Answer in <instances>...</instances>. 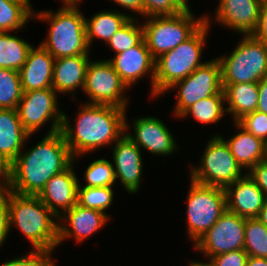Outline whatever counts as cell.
<instances>
[{"mask_svg": "<svg viewBox=\"0 0 267 266\" xmlns=\"http://www.w3.org/2000/svg\"><path fill=\"white\" fill-rule=\"evenodd\" d=\"M10 164L4 187L22 195H38L53 176L66 170L73 157L61 130L47 134Z\"/></svg>", "mask_w": 267, "mask_h": 266, "instance_id": "6da1fadb", "label": "cell"}, {"mask_svg": "<svg viewBox=\"0 0 267 266\" xmlns=\"http://www.w3.org/2000/svg\"><path fill=\"white\" fill-rule=\"evenodd\" d=\"M75 117V125L63 113L61 132L72 157L79 158L100 147L114 145L125 133L127 109L113 105L83 102Z\"/></svg>", "mask_w": 267, "mask_h": 266, "instance_id": "7a4b0ae2", "label": "cell"}, {"mask_svg": "<svg viewBox=\"0 0 267 266\" xmlns=\"http://www.w3.org/2000/svg\"><path fill=\"white\" fill-rule=\"evenodd\" d=\"M78 3H64L54 10L34 11L33 18L49 22L47 38L40 43L55 59L90 54L85 15Z\"/></svg>", "mask_w": 267, "mask_h": 266, "instance_id": "3957f363", "label": "cell"}, {"mask_svg": "<svg viewBox=\"0 0 267 266\" xmlns=\"http://www.w3.org/2000/svg\"><path fill=\"white\" fill-rule=\"evenodd\" d=\"M9 230L12 224L24 234L34 250L53 251L58 246V218L37 195L8 190Z\"/></svg>", "mask_w": 267, "mask_h": 266, "instance_id": "277c9868", "label": "cell"}, {"mask_svg": "<svg viewBox=\"0 0 267 266\" xmlns=\"http://www.w3.org/2000/svg\"><path fill=\"white\" fill-rule=\"evenodd\" d=\"M210 19L206 15L205 23L189 39L155 59V98L161 97L174 83L183 80L205 63L201 61V56L212 24Z\"/></svg>", "mask_w": 267, "mask_h": 266, "instance_id": "5b68a950", "label": "cell"}, {"mask_svg": "<svg viewBox=\"0 0 267 266\" xmlns=\"http://www.w3.org/2000/svg\"><path fill=\"white\" fill-rule=\"evenodd\" d=\"M145 19L143 39L154 59L189 39L205 23V16L197 18L192 10Z\"/></svg>", "mask_w": 267, "mask_h": 266, "instance_id": "8992f818", "label": "cell"}, {"mask_svg": "<svg viewBox=\"0 0 267 266\" xmlns=\"http://www.w3.org/2000/svg\"><path fill=\"white\" fill-rule=\"evenodd\" d=\"M242 37L229 55L217 57L222 84L259 82L267 75V45L252 34Z\"/></svg>", "mask_w": 267, "mask_h": 266, "instance_id": "52a82bcc", "label": "cell"}, {"mask_svg": "<svg viewBox=\"0 0 267 266\" xmlns=\"http://www.w3.org/2000/svg\"><path fill=\"white\" fill-rule=\"evenodd\" d=\"M190 180L186 198L188 239L196 243L226 210V193L223 187L209 186Z\"/></svg>", "mask_w": 267, "mask_h": 266, "instance_id": "ba28073f", "label": "cell"}, {"mask_svg": "<svg viewBox=\"0 0 267 266\" xmlns=\"http://www.w3.org/2000/svg\"><path fill=\"white\" fill-rule=\"evenodd\" d=\"M199 164L191 167L190 179L204 185L225 188L246 174L219 134L208 140Z\"/></svg>", "mask_w": 267, "mask_h": 266, "instance_id": "9c48e42d", "label": "cell"}, {"mask_svg": "<svg viewBox=\"0 0 267 266\" xmlns=\"http://www.w3.org/2000/svg\"><path fill=\"white\" fill-rule=\"evenodd\" d=\"M177 88V98L173 114L180 117L195 102L211 95L224 92L221 65L217 57L205 61L183 80L174 83L167 91Z\"/></svg>", "mask_w": 267, "mask_h": 266, "instance_id": "30bf717a", "label": "cell"}, {"mask_svg": "<svg viewBox=\"0 0 267 266\" xmlns=\"http://www.w3.org/2000/svg\"><path fill=\"white\" fill-rule=\"evenodd\" d=\"M128 89L109 60H90L82 90L90 100L85 103L126 109L129 100L124 94Z\"/></svg>", "mask_w": 267, "mask_h": 266, "instance_id": "8fae6325", "label": "cell"}, {"mask_svg": "<svg viewBox=\"0 0 267 266\" xmlns=\"http://www.w3.org/2000/svg\"><path fill=\"white\" fill-rule=\"evenodd\" d=\"M57 94L53 88L23 92L17 111L29 134L37 133L49 121L51 127L47 134L61 130L64 112L58 107Z\"/></svg>", "mask_w": 267, "mask_h": 266, "instance_id": "7c38bea8", "label": "cell"}, {"mask_svg": "<svg viewBox=\"0 0 267 266\" xmlns=\"http://www.w3.org/2000/svg\"><path fill=\"white\" fill-rule=\"evenodd\" d=\"M246 218L225 210L218 221L194 244L210 260L213 256L244 249Z\"/></svg>", "mask_w": 267, "mask_h": 266, "instance_id": "4fadbf2b", "label": "cell"}, {"mask_svg": "<svg viewBox=\"0 0 267 266\" xmlns=\"http://www.w3.org/2000/svg\"><path fill=\"white\" fill-rule=\"evenodd\" d=\"M128 119L125 117V135L140 149L153 155H171L178 150L175 137L163 121L154 116L137 117L132 123L133 133H129Z\"/></svg>", "mask_w": 267, "mask_h": 266, "instance_id": "5bb4252c", "label": "cell"}, {"mask_svg": "<svg viewBox=\"0 0 267 266\" xmlns=\"http://www.w3.org/2000/svg\"><path fill=\"white\" fill-rule=\"evenodd\" d=\"M109 218V215L99 210L85 208L76 203L58 218V246L69 238H74L78 244L85 241L106 226Z\"/></svg>", "mask_w": 267, "mask_h": 266, "instance_id": "9a60e30c", "label": "cell"}, {"mask_svg": "<svg viewBox=\"0 0 267 266\" xmlns=\"http://www.w3.org/2000/svg\"><path fill=\"white\" fill-rule=\"evenodd\" d=\"M112 146L116 181L119 179L126 191L133 195L142 183L143 151L125 133Z\"/></svg>", "mask_w": 267, "mask_h": 266, "instance_id": "2e32d148", "label": "cell"}, {"mask_svg": "<svg viewBox=\"0 0 267 266\" xmlns=\"http://www.w3.org/2000/svg\"><path fill=\"white\" fill-rule=\"evenodd\" d=\"M108 60L128 88L138 83L141 78L149 75L151 78L150 96L154 98L155 59L152 57L144 39L138 45L118 53Z\"/></svg>", "mask_w": 267, "mask_h": 266, "instance_id": "e0dca14e", "label": "cell"}, {"mask_svg": "<svg viewBox=\"0 0 267 266\" xmlns=\"http://www.w3.org/2000/svg\"><path fill=\"white\" fill-rule=\"evenodd\" d=\"M76 160L74 157L73 163L66 170L46 182L44 188L37 195L57 218L77 203L80 180L73 168Z\"/></svg>", "mask_w": 267, "mask_h": 266, "instance_id": "ac0fdd59", "label": "cell"}, {"mask_svg": "<svg viewBox=\"0 0 267 266\" xmlns=\"http://www.w3.org/2000/svg\"><path fill=\"white\" fill-rule=\"evenodd\" d=\"M263 1L219 0L212 20L239 34H252L257 28Z\"/></svg>", "mask_w": 267, "mask_h": 266, "instance_id": "d6986e66", "label": "cell"}, {"mask_svg": "<svg viewBox=\"0 0 267 266\" xmlns=\"http://www.w3.org/2000/svg\"><path fill=\"white\" fill-rule=\"evenodd\" d=\"M224 189L226 209L246 219L257 218L267 199L247 173Z\"/></svg>", "mask_w": 267, "mask_h": 266, "instance_id": "ffe728a7", "label": "cell"}, {"mask_svg": "<svg viewBox=\"0 0 267 266\" xmlns=\"http://www.w3.org/2000/svg\"><path fill=\"white\" fill-rule=\"evenodd\" d=\"M55 58L41 45L32 46L18 71L23 92L52 88Z\"/></svg>", "mask_w": 267, "mask_h": 266, "instance_id": "44dd1931", "label": "cell"}, {"mask_svg": "<svg viewBox=\"0 0 267 266\" xmlns=\"http://www.w3.org/2000/svg\"><path fill=\"white\" fill-rule=\"evenodd\" d=\"M89 54L61 57L55 59L52 77V88L59 94L74 93L83 90Z\"/></svg>", "mask_w": 267, "mask_h": 266, "instance_id": "7402d4cb", "label": "cell"}, {"mask_svg": "<svg viewBox=\"0 0 267 266\" xmlns=\"http://www.w3.org/2000/svg\"><path fill=\"white\" fill-rule=\"evenodd\" d=\"M32 136L22 126L17 109H0V156L9 165Z\"/></svg>", "mask_w": 267, "mask_h": 266, "instance_id": "603a6c76", "label": "cell"}, {"mask_svg": "<svg viewBox=\"0 0 267 266\" xmlns=\"http://www.w3.org/2000/svg\"><path fill=\"white\" fill-rule=\"evenodd\" d=\"M234 126L238 129L234 136L228 140H225L224 136L220 137L229 146L241 168L250 170L257 163L267 159V143L247 132L237 122H234Z\"/></svg>", "mask_w": 267, "mask_h": 266, "instance_id": "cb8c5ba5", "label": "cell"}, {"mask_svg": "<svg viewBox=\"0 0 267 266\" xmlns=\"http://www.w3.org/2000/svg\"><path fill=\"white\" fill-rule=\"evenodd\" d=\"M225 93L226 112L232 114L233 123L254 112L259 101L258 82L222 84Z\"/></svg>", "mask_w": 267, "mask_h": 266, "instance_id": "d4e9b609", "label": "cell"}, {"mask_svg": "<svg viewBox=\"0 0 267 266\" xmlns=\"http://www.w3.org/2000/svg\"><path fill=\"white\" fill-rule=\"evenodd\" d=\"M131 18H136L116 10H106L95 13L90 19L85 18L86 35L89 47L95 38L108 42Z\"/></svg>", "mask_w": 267, "mask_h": 266, "instance_id": "484cf974", "label": "cell"}, {"mask_svg": "<svg viewBox=\"0 0 267 266\" xmlns=\"http://www.w3.org/2000/svg\"><path fill=\"white\" fill-rule=\"evenodd\" d=\"M32 43L10 32H0V68L19 71L26 62Z\"/></svg>", "mask_w": 267, "mask_h": 266, "instance_id": "4316f807", "label": "cell"}, {"mask_svg": "<svg viewBox=\"0 0 267 266\" xmlns=\"http://www.w3.org/2000/svg\"><path fill=\"white\" fill-rule=\"evenodd\" d=\"M31 1L0 0V32H13L33 18Z\"/></svg>", "mask_w": 267, "mask_h": 266, "instance_id": "83f0119b", "label": "cell"}, {"mask_svg": "<svg viewBox=\"0 0 267 266\" xmlns=\"http://www.w3.org/2000/svg\"><path fill=\"white\" fill-rule=\"evenodd\" d=\"M225 104V93L211 95L195 102L179 119L193 116V118L205 125L218 123L227 114Z\"/></svg>", "mask_w": 267, "mask_h": 266, "instance_id": "f1b7e54d", "label": "cell"}, {"mask_svg": "<svg viewBox=\"0 0 267 266\" xmlns=\"http://www.w3.org/2000/svg\"><path fill=\"white\" fill-rule=\"evenodd\" d=\"M22 94L19 72L0 68V109H17Z\"/></svg>", "mask_w": 267, "mask_h": 266, "instance_id": "f546056e", "label": "cell"}, {"mask_svg": "<svg viewBox=\"0 0 267 266\" xmlns=\"http://www.w3.org/2000/svg\"><path fill=\"white\" fill-rule=\"evenodd\" d=\"M244 250L249 256L267 258V227L258 218L245 220Z\"/></svg>", "mask_w": 267, "mask_h": 266, "instance_id": "4dcf8cb0", "label": "cell"}, {"mask_svg": "<svg viewBox=\"0 0 267 266\" xmlns=\"http://www.w3.org/2000/svg\"><path fill=\"white\" fill-rule=\"evenodd\" d=\"M138 20L137 18H131L109 39L106 46L109 45L110 49L115 52L114 55L138 45L143 40L142 23L138 25Z\"/></svg>", "mask_w": 267, "mask_h": 266, "instance_id": "1f68e13d", "label": "cell"}, {"mask_svg": "<svg viewBox=\"0 0 267 266\" xmlns=\"http://www.w3.org/2000/svg\"><path fill=\"white\" fill-rule=\"evenodd\" d=\"M114 201L112 187H78L77 204L82 207L99 210L105 214Z\"/></svg>", "mask_w": 267, "mask_h": 266, "instance_id": "d6a6232c", "label": "cell"}, {"mask_svg": "<svg viewBox=\"0 0 267 266\" xmlns=\"http://www.w3.org/2000/svg\"><path fill=\"white\" fill-rule=\"evenodd\" d=\"M84 174L86 184L78 187H113L116 182L114 166L105 158L91 162Z\"/></svg>", "mask_w": 267, "mask_h": 266, "instance_id": "836d02e7", "label": "cell"}, {"mask_svg": "<svg viewBox=\"0 0 267 266\" xmlns=\"http://www.w3.org/2000/svg\"><path fill=\"white\" fill-rule=\"evenodd\" d=\"M237 123L247 132L267 143V114L258 110L244 115Z\"/></svg>", "mask_w": 267, "mask_h": 266, "instance_id": "e575fe53", "label": "cell"}, {"mask_svg": "<svg viewBox=\"0 0 267 266\" xmlns=\"http://www.w3.org/2000/svg\"><path fill=\"white\" fill-rule=\"evenodd\" d=\"M54 251L32 250L28 255L20 256L4 262L1 266H56L51 258Z\"/></svg>", "mask_w": 267, "mask_h": 266, "instance_id": "d590c367", "label": "cell"}, {"mask_svg": "<svg viewBox=\"0 0 267 266\" xmlns=\"http://www.w3.org/2000/svg\"><path fill=\"white\" fill-rule=\"evenodd\" d=\"M184 11L175 0H143V17L175 15Z\"/></svg>", "mask_w": 267, "mask_h": 266, "instance_id": "8d00e7d4", "label": "cell"}, {"mask_svg": "<svg viewBox=\"0 0 267 266\" xmlns=\"http://www.w3.org/2000/svg\"><path fill=\"white\" fill-rule=\"evenodd\" d=\"M248 257L247 252L241 249L213 256L210 260L215 266H246Z\"/></svg>", "mask_w": 267, "mask_h": 266, "instance_id": "74e56055", "label": "cell"}, {"mask_svg": "<svg viewBox=\"0 0 267 266\" xmlns=\"http://www.w3.org/2000/svg\"><path fill=\"white\" fill-rule=\"evenodd\" d=\"M9 233L8 189L3 187L0 191V246L5 243Z\"/></svg>", "mask_w": 267, "mask_h": 266, "instance_id": "f35d334b", "label": "cell"}, {"mask_svg": "<svg viewBox=\"0 0 267 266\" xmlns=\"http://www.w3.org/2000/svg\"><path fill=\"white\" fill-rule=\"evenodd\" d=\"M246 173L267 197V159L257 163L249 171L246 170Z\"/></svg>", "mask_w": 267, "mask_h": 266, "instance_id": "ab89813d", "label": "cell"}, {"mask_svg": "<svg viewBox=\"0 0 267 266\" xmlns=\"http://www.w3.org/2000/svg\"><path fill=\"white\" fill-rule=\"evenodd\" d=\"M252 35L267 45V0H264L262 3L259 22Z\"/></svg>", "mask_w": 267, "mask_h": 266, "instance_id": "60d3db41", "label": "cell"}, {"mask_svg": "<svg viewBox=\"0 0 267 266\" xmlns=\"http://www.w3.org/2000/svg\"><path fill=\"white\" fill-rule=\"evenodd\" d=\"M115 4L123 7L126 10L138 13L143 16V0H111Z\"/></svg>", "mask_w": 267, "mask_h": 266, "instance_id": "b9f144b4", "label": "cell"}, {"mask_svg": "<svg viewBox=\"0 0 267 266\" xmlns=\"http://www.w3.org/2000/svg\"><path fill=\"white\" fill-rule=\"evenodd\" d=\"M258 88L259 101L256 110L267 114V75L258 82Z\"/></svg>", "mask_w": 267, "mask_h": 266, "instance_id": "7bdbcfd3", "label": "cell"}, {"mask_svg": "<svg viewBox=\"0 0 267 266\" xmlns=\"http://www.w3.org/2000/svg\"><path fill=\"white\" fill-rule=\"evenodd\" d=\"M246 266H267V258L249 256Z\"/></svg>", "mask_w": 267, "mask_h": 266, "instance_id": "ee69618b", "label": "cell"}, {"mask_svg": "<svg viewBox=\"0 0 267 266\" xmlns=\"http://www.w3.org/2000/svg\"><path fill=\"white\" fill-rule=\"evenodd\" d=\"M257 218L261 223H263L267 227V199L264 203V206L260 210V213Z\"/></svg>", "mask_w": 267, "mask_h": 266, "instance_id": "f6af8a7d", "label": "cell"}, {"mask_svg": "<svg viewBox=\"0 0 267 266\" xmlns=\"http://www.w3.org/2000/svg\"><path fill=\"white\" fill-rule=\"evenodd\" d=\"M10 165L0 156V175L5 178Z\"/></svg>", "mask_w": 267, "mask_h": 266, "instance_id": "bcb514c9", "label": "cell"}, {"mask_svg": "<svg viewBox=\"0 0 267 266\" xmlns=\"http://www.w3.org/2000/svg\"><path fill=\"white\" fill-rule=\"evenodd\" d=\"M189 264H190L189 266H215L211 262V260H209L208 263L207 262H200V261L193 260V261H190Z\"/></svg>", "mask_w": 267, "mask_h": 266, "instance_id": "7dc6e473", "label": "cell"}, {"mask_svg": "<svg viewBox=\"0 0 267 266\" xmlns=\"http://www.w3.org/2000/svg\"><path fill=\"white\" fill-rule=\"evenodd\" d=\"M175 2L185 11L191 10L188 6V0H175Z\"/></svg>", "mask_w": 267, "mask_h": 266, "instance_id": "c3c4849f", "label": "cell"}, {"mask_svg": "<svg viewBox=\"0 0 267 266\" xmlns=\"http://www.w3.org/2000/svg\"><path fill=\"white\" fill-rule=\"evenodd\" d=\"M64 3H78L80 4L82 0H61Z\"/></svg>", "mask_w": 267, "mask_h": 266, "instance_id": "681fc988", "label": "cell"}, {"mask_svg": "<svg viewBox=\"0 0 267 266\" xmlns=\"http://www.w3.org/2000/svg\"><path fill=\"white\" fill-rule=\"evenodd\" d=\"M3 187H4V178L0 175V191L3 189Z\"/></svg>", "mask_w": 267, "mask_h": 266, "instance_id": "f907efd6", "label": "cell"}, {"mask_svg": "<svg viewBox=\"0 0 267 266\" xmlns=\"http://www.w3.org/2000/svg\"><path fill=\"white\" fill-rule=\"evenodd\" d=\"M13 1H30V0H13Z\"/></svg>", "mask_w": 267, "mask_h": 266, "instance_id": "816d5d0a", "label": "cell"}]
</instances>
